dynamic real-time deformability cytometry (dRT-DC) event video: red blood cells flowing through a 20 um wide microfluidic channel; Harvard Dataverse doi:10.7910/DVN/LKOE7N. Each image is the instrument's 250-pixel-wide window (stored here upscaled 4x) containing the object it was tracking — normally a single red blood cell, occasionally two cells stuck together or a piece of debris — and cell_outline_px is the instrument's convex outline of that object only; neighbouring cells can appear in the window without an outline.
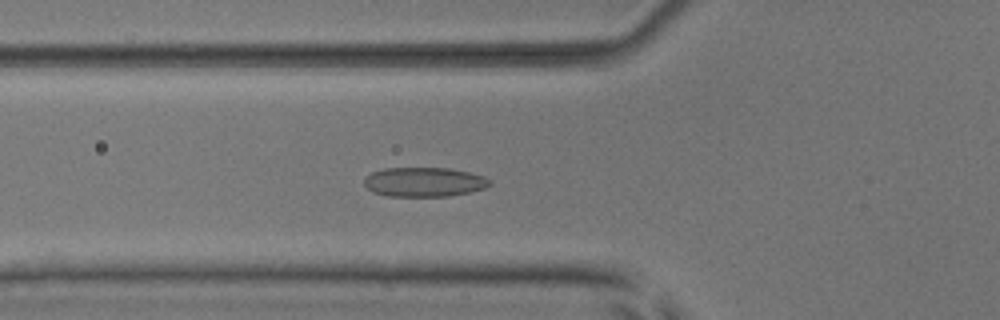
{"species": "common noctule bat (a hibernating species)", "species_latin": "Nyctalus noctula", "temperature_condition": "room temperature", "stored_images_in_passage": 52, "camera_frame_rate_fps": 3000, "um_per_image_px": 0.085, "animal": {"sex": "male", "body_mass_g": 17.9, "forearm_length_mm": 54.2}, "frame": {"image": 1, "passage_image": 19, "time_ms": 6.0, "image_size_px": [1000, 320], "cell_outline_px": [[492, 184], [484, 188], [468, 192], [448, 196], [388, 196], [372, 192], [364, 184], [364, 180], [372, 172], [384, 168], [448, 168], [468, 172], [484, 176], [492, 180]], "centroid_in_image_um": [36.06, 15.47], "position_along_channel_um": 89.7, "area_um2": 21.44}}
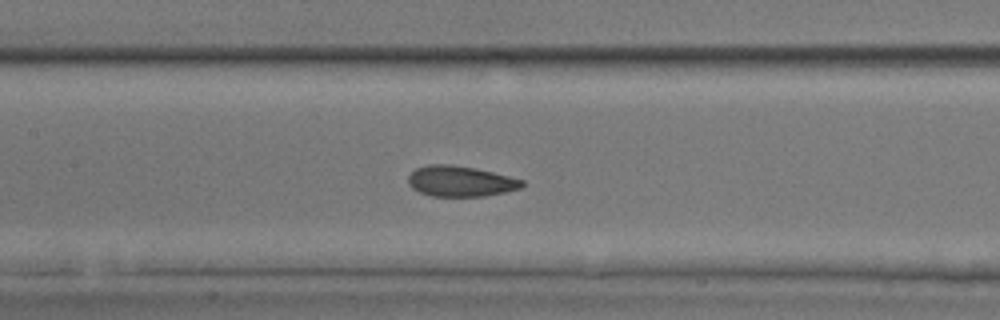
{"frame": {"image": 2, "passage_image": 25, "time_ms": 8.0, "image_size_px": [1000, 320], "cell_outline_px": [[524, 184], [520, 188], [504, 192], [484, 196], [432, 196], [420, 192], [412, 188], [408, 184], [408, 176], [416, 168], [428, 164], [452, 164], [476, 168], [524, 180]], "centroid_in_image_um": [39.11, 15.39], "position_along_channel_um": 168.3, "area_um2": 20.29}}
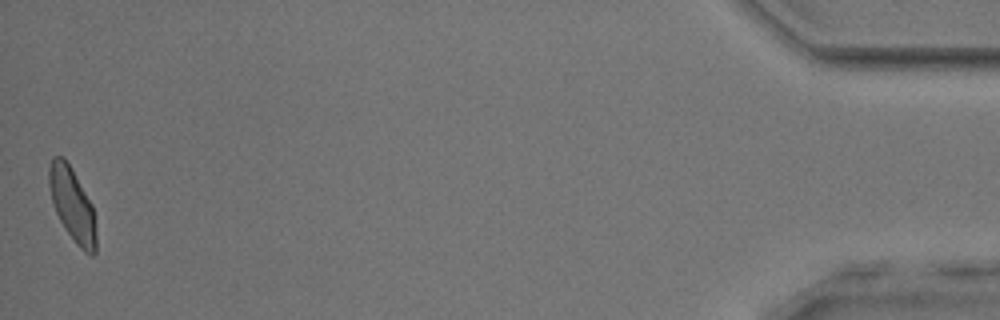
{"frame": {"image": 3, "passage_image": 52, "time_ms": 17.0, "image_size_px": [1000, 320], "cell_outline_px": [[96, 252], [92, 256], [84, 252], [76, 244], [64, 228], [56, 212], [52, 200], [48, 184], [48, 168], [52, 156], [64, 156], [72, 168], [92, 204], [96, 232]], "centroid_in_image_um": [6.14, 17.38], "position_along_channel_um": 429.1, "area_um2": 20.29}, "authors_computed_cell_mechanics": {"area_um2": 20.5768, "velocity_mm_per_s": 3.9204, "shape_relaxation_time_tau1_ms": 6.4759, "shape_relaxation_time_tau2_ms": 1.4418, "deformation_change_tau1": 0.1355, "deformation_change_tau2": 0.0779}}